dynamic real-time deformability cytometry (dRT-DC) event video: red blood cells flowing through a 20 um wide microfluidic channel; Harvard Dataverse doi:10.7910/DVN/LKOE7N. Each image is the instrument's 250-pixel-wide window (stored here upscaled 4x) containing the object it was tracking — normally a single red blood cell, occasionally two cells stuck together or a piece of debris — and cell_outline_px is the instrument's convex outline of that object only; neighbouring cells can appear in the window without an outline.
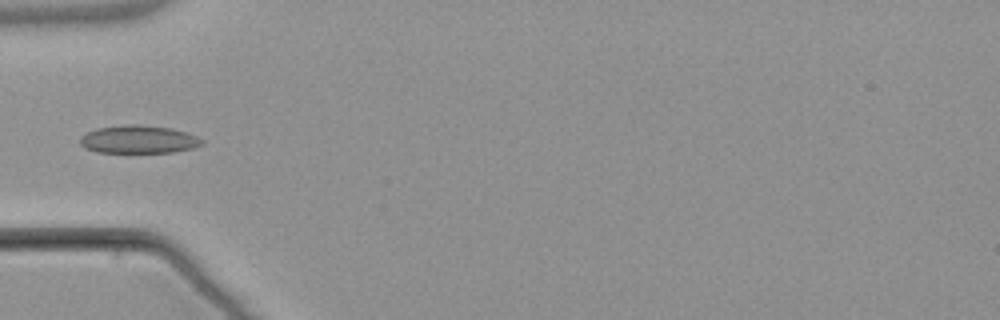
{"species": "common noctule bat (a hibernating species)", "species_latin": "Nyctalus noctula", "temperature_condition": "warm", "stored_images_in_passage": 5, "camera_frame_rate_fps": 3000, "um_per_image_px": 0.085, "animal": {"sex": "male", "body_mass_g": 21.5, "forearm_length_mm": 52.0}, "frame": {"image": 1, "passage_image": 5, "time_ms": 5.0, "image_size_px": [1000, 320], "cell_outline_px": [[204, 144], [192, 148], [172, 152], [96, 152], [84, 148], [80, 144], [80, 136], [96, 128], [128, 124], [132, 124], [172, 128], [196, 136], [204, 140]], "centroid_in_image_um": [11.76, 11.85], "position_along_channel_um": 73.2, "area_um2": 19.77}}